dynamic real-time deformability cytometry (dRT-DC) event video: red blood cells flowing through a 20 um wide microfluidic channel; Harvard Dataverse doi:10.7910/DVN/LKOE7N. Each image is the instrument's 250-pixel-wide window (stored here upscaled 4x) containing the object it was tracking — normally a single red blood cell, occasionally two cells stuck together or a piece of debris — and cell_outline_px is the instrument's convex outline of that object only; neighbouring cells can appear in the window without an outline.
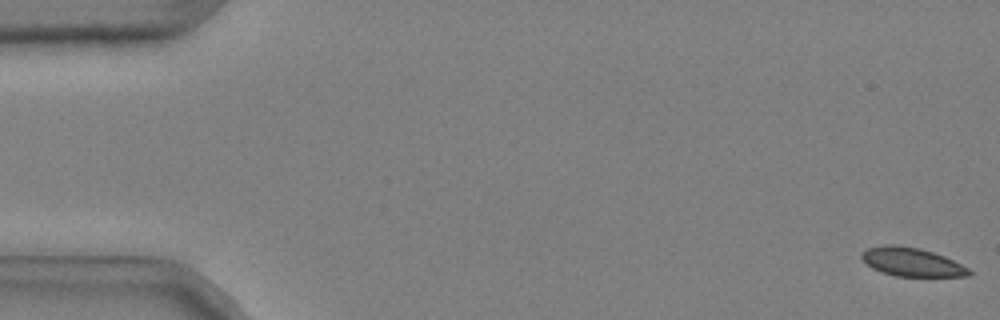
{"species": "common noctule bat (a hibernating species)", "species_latin": "Nyctalus noctula", "temperature_condition": "cold", "stored_images_in_passage": 52, "camera_frame_rate_fps": 3000, "um_per_image_px": 0.085, "animal": {"sex": "male", "body_mass_g": 20.4}, "frame": {"image": 1, "passage_image": 1, "time_ms": 0.0, "image_size_px": [1000, 320], "cell_outline_px": [[972, 272], [968, 276], [896, 276], [880, 272], [872, 268], [860, 256], [860, 252], [868, 248], [884, 244], [892, 244], [920, 248], [944, 256], [968, 268]], "centroid_in_image_um": [77.46, 22.26], "position_along_channel_um": 7.5, "area_um2": 17.8}}
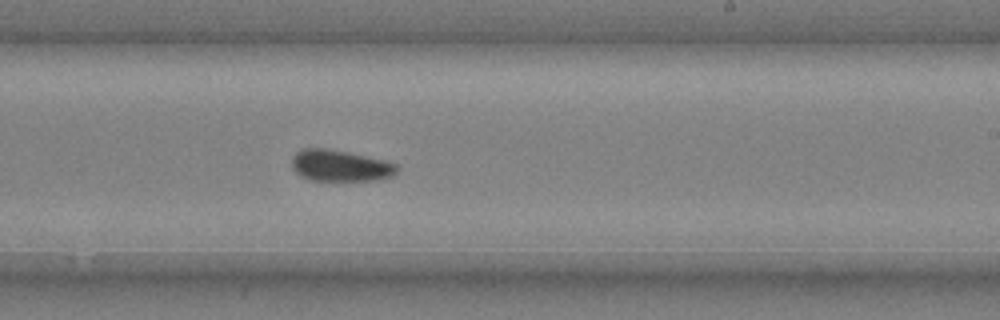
{"frame": {"image": 2, "passage_image": 33, "time_ms": 10.667, "image_size_px": [1000, 320], "cell_outline_px": [[400, 168], [392, 176], [376, 180], [308, 180], [300, 176], [292, 168], [292, 156], [300, 148], [328, 148], [348, 152], [384, 160], [396, 164]], "centroid_in_image_um": [28.88, 14.07], "position_along_channel_um": 260.1, "area_um2": 19.36}}
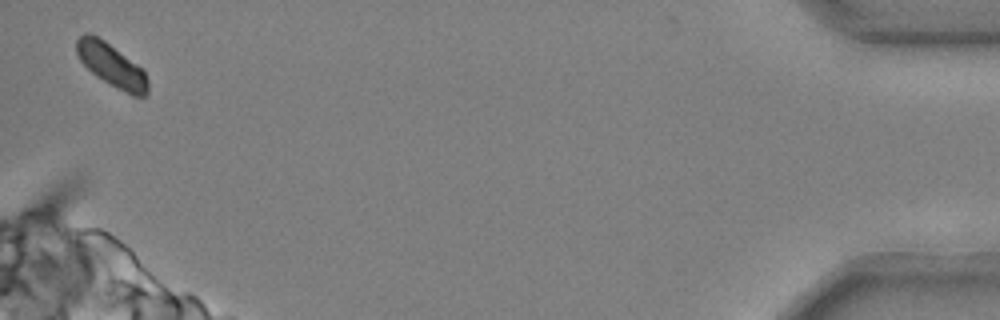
{"frame": {"image": 3, "passage_image": 52, "time_ms": 17.0, "image_size_px": [1000, 320], "cell_outline_px": [[148, 92], [144, 96], [132, 96], [116, 88], [96, 76], [80, 60], [76, 52], [76, 40], [84, 32], [88, 32], [104, 40], [144, 68], [148, 80]], "centroid_in_image_um": [9.51, 5.54], "position_along_channel_um": 425.7, "area_um2": 18.09}, "authors_computed_cell_mechanics": {"area_um2": 18.9873, "velocity_mm_per_s": 3.673, "shape_relaxation_time_tau1_ms": 5.6202, "shape_relaxation_time_tau2_ms": 2.7314, "deformation_change_tau1": 0.0722, "deformation_change_tau2": 0.0432}}